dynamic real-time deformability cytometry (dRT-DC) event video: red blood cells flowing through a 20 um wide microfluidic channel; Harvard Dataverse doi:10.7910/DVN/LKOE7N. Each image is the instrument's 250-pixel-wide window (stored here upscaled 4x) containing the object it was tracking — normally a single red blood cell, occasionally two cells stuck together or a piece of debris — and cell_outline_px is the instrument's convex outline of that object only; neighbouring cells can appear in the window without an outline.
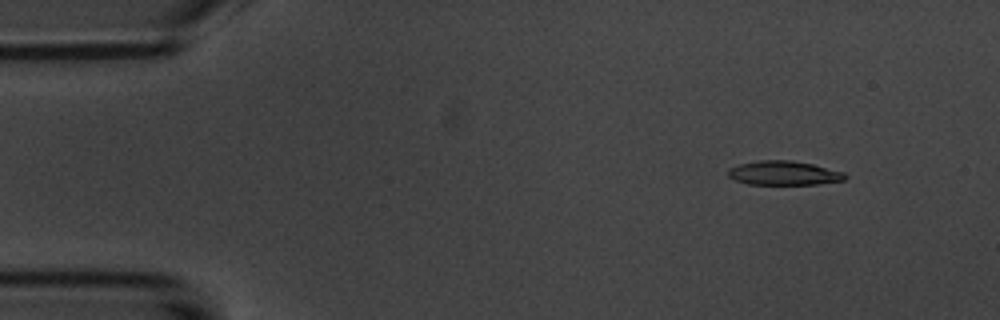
{"species": "common noctule bat (a hibernating species)", "species_latin": "Nyctalus noctula", "temperature_condition": "room temperature", "stored_images_in_passage": 49, "camera_frame_rate_fps": 3000, "um_per_image_px": 0.085, "animal": {"sex": "male", "body_mass_g": 20.1, "forearm_length_mm": 53.5}, "frame": {"image": 1, "passage_image": 1, "time_ms": 0.0, "image_size_px": [1000, 320], "cell_outline_px": [[848, 176], [844, 180], [816, 184], [748, 184], [736, 180], [728, 176], [728, 168], [740, 164], [760, 160], [792, 160], [812, 164], [844, 172]], "centroid_in_image_um": [66.63, 14.7], "position_along_channel_um": 18.4, "area_um2": 16.36}}
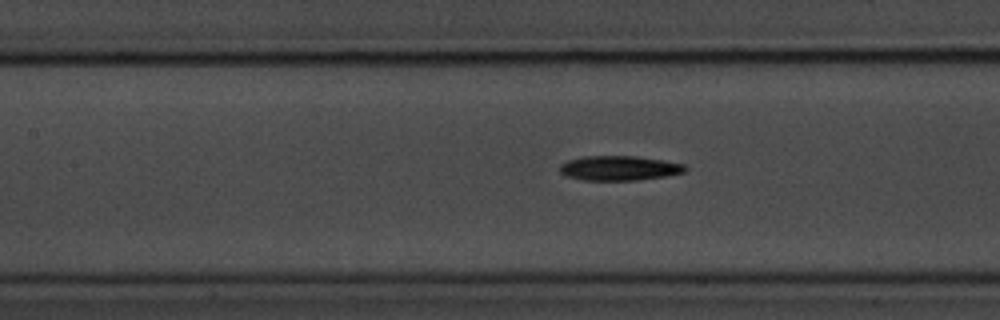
{"frame": {"image": 2, "passage_image": 19, "time_ms": 6.0, "image_size_px": [1000, 320], "cell_outline_px": [[688, 168], [684, 172], [664, 176], [636, 180], [580, 180], [568, 176], [560, 172], [560, 164], [568, 160], [584, 156], [636, 156], [684, 164]], "centroid_in_image_um": [52.61, 14.29], "position_along_channel_um": 154.8, "area_um2": 17.86}}
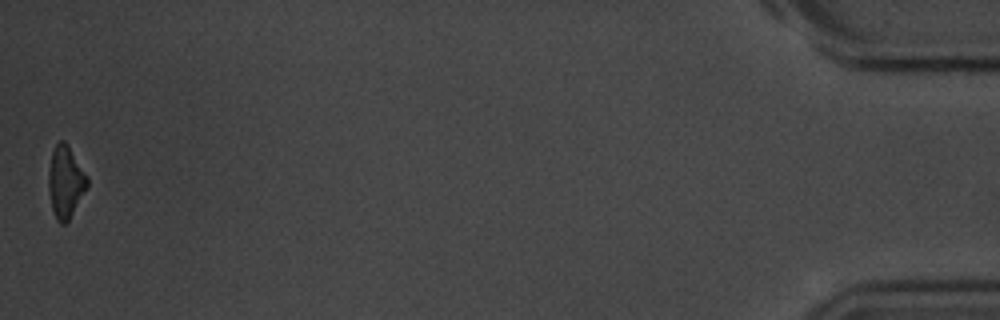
{"frame": {"image": 3, "passage_image": 49, "time_ms": 16.0, "image_size_px": [1000, 320], "cell_outline_px": [[88, 188], [68, 220], [64, 224], [60, 224], [56, 220], [52, 208], [48, 188], [48, 172], [52, 152], [56, 144], [60, 140], [64, 140], [68, 144], [88, 176]], "centroid_in_image_um": [5.58, 15.45], "position_along_channel_um": 429.6, "area_um2": 16.36}, "authors_computed_cell_mechanics": {"area_um2": 17.34, "velocity_mm_per_s": 3.7048, "shape_relaxation_time_tau1_ms": 1.9908, "shape_relaxation_time_tau2_ms": null, "deformation_change_tau1": 0.122, "deformation_change_tau2": null}}